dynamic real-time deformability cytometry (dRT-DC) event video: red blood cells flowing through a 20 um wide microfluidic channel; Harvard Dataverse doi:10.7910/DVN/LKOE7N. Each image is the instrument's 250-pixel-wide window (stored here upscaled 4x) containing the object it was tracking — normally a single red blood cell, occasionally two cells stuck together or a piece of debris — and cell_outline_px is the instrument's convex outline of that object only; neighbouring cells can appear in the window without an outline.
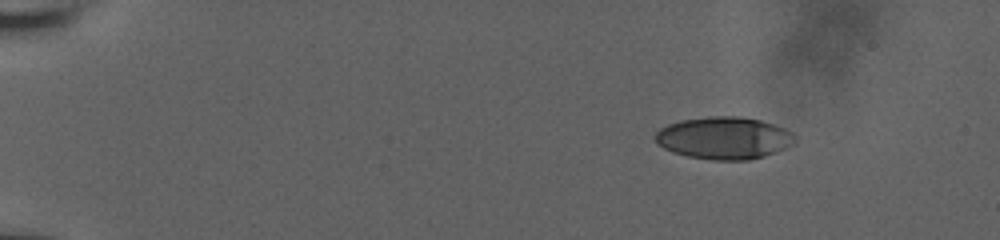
{"species": "human", "species_latin": "Homo sapiens", "temperature_condition": "room temperature", "stored_images_in_passage": 49, "camera_frame_rate_fps": 3000, "um_per_image_px": 0.085, "donor": {"sex": "male"}, "frame": {"image": 1, "passage_image": 1, "time_ms": 0.0, "image_size_px": [1000, 240], "cell_outline_px": [[796, 140], [792, 144], [784, 148], [764, 156], [748, 160], [712, 160], [688, 156], [672, 152], [664, 148], [656, 140], [656, 132], [660, 128], [668, 124], [680, 120], [708, 116], [740, 116], [760, 120], [784, 128], [792, 132], [796, 136]], "centroid_in_image_um": [61.54, 11.72], "position_along_channel_um": 23.5, "area_um2": 34.33}}
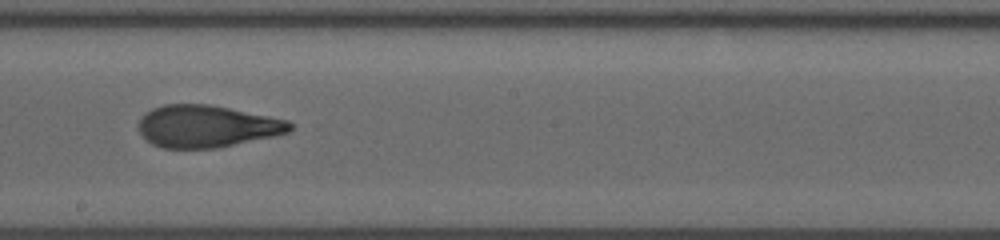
{"frame": {"image": 2, "passage_image": 27, "time_ms": 8.667, "image_size_px": [1000, 240], "cell_outline_px": [[292, 128], [288, 132], [272, 136], [216, 148], [164, 148], [152, 144], [140, 132], [136, 124], [140, 116], [144, 112], [152, 108], [164, 104], [208, 104], [288, 120], [292, 124]], "centroid_in_image_um": [17.51, 10.72], "position_along_channel_um": 230.7, "area_um2": 36.99}}
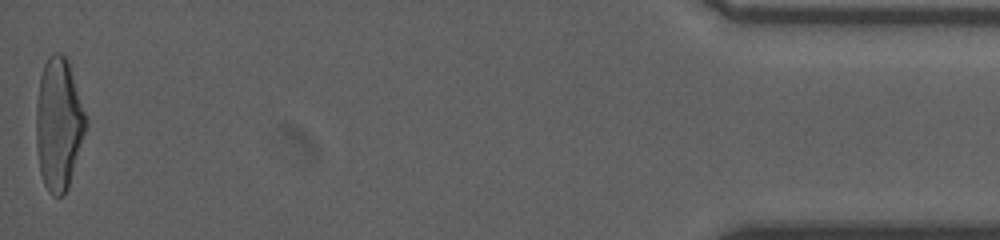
{"frame": {"image": 3, "passage_image": 49, "time_ms": 16.0, "image_size_px": [1000, 240], "cell_outline_px": [[88, 128], [68, 188], [60, 196], [52, 196], [48, 192], [44, 184], [40, 172], [36, 148], [36, 104], [40, 76], [44, 64], [48, 56], [56, 52], [60, 52], [68, 60], [88, 120]], "centroid_in_image_um": [5.0, 10.55], "position_along_channel_um": 430.2, "area_um2": 38.84}, "authors_computed_cell_mechanics": {"area_um2": 37.281, "velocity_mm_per_s": 3.8592, "shape_relaxation_time_tau1_ms": 8.4702, "shape_relaxation_time_tau2_ms": 1.4221, "deformation_change_tau1": 0.2866, "deformation_change_tau2": 0.0934}}